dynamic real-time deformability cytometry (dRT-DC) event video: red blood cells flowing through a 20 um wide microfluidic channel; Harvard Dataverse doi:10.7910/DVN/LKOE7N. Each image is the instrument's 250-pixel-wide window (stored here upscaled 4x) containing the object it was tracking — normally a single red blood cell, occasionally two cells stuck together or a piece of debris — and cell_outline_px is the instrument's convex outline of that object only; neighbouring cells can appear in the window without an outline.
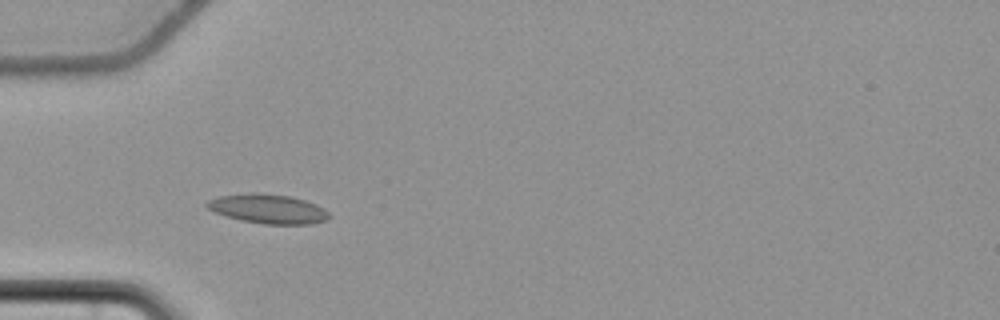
{"species": "common noctule bat (a hibernating species)", "species_latin": "Nyctalus noctula", "temperature_condition": "cold", "stored_images_in_passage": 31, "camera_frame_rate_fps": 3000, "um_per_image_px": 0.085, "animal": {"sex": "female", "body_mass_g": 22.7, "forearm_length_mm": 54.2}, "frame": {"image": 1, "passage_image": 1, "time_ms": 0.0, "image_size_px": [1000, 320], "cell_outline_px": [[332, 216], [328, 220], [312, 224], [264, 224], [244, 220], [228, 216], [216, 212], [208, 208], [204, 204], [208, 200], [220, 196], [248, 192], [256, 192], [288, 196], [304, 200], [316, 204], [324, 208]], "centroid_in_image_um": [22.83, 17.74], "position_along_channel_um": 62.2, "area_um2": 20.81}}
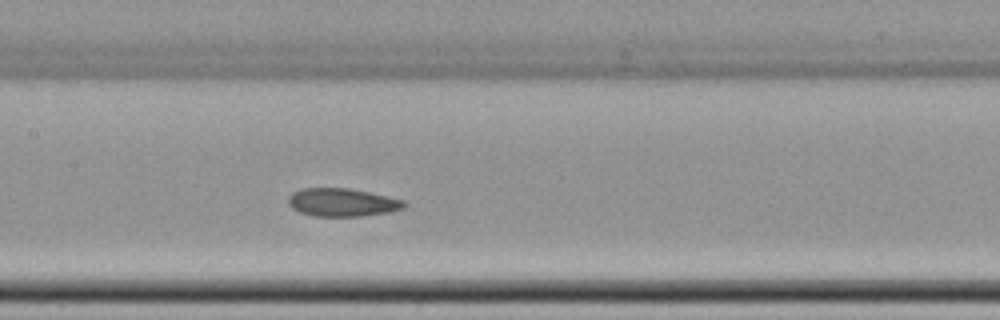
{"frame": {"image": 2, "passage_image": 11, "time_ms": 3.333, "image_size_px": [1000, 320], "cell_outline_px": [[408, 204], [404, 208], [388, 212], [360, 216], [312, 216], [300, 212], [292, 208], [288, 204], [288, 196], [292, 192], [300, 188], [348, 188], [388, 196], [404, 200]], "centroid_in_image_um": [29.07, 17.2], "position_along_channel_um": 178.3, "area_um2": 19.07}}
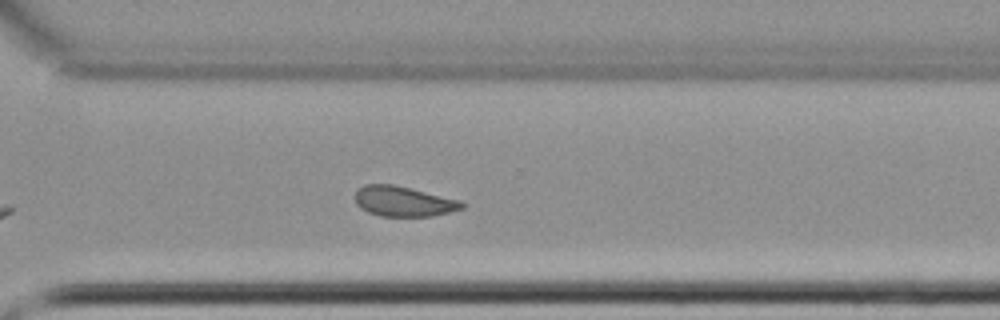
{"frame": {"image": 3, "passage_image": 24, "time_ms": 7.667, "image_size_px": [1000, 320], "cell_outline_px": [[468, 204], [464, 208], [432, 216], [380, 216], [368, 212], [360, 208], [356, 204], [356, 188], [364, 184], [392, 184], [460, 200]], "centroid_in_image_um": [34.29, 17.11], "position_along_channel_um": 336.3, "area_um2": 18.79}, "authors_computed_cell_mechanics": {"area_um2": 18.9584, "velocity_mm_per_s": 3.6445, "shape_relaxation_time_tau1_ms": null, "shape_relaxation_time_tau2_ms": 2.3403, "deformation_change_tau1": null, "deformation_change_tau2": 0.0726}}